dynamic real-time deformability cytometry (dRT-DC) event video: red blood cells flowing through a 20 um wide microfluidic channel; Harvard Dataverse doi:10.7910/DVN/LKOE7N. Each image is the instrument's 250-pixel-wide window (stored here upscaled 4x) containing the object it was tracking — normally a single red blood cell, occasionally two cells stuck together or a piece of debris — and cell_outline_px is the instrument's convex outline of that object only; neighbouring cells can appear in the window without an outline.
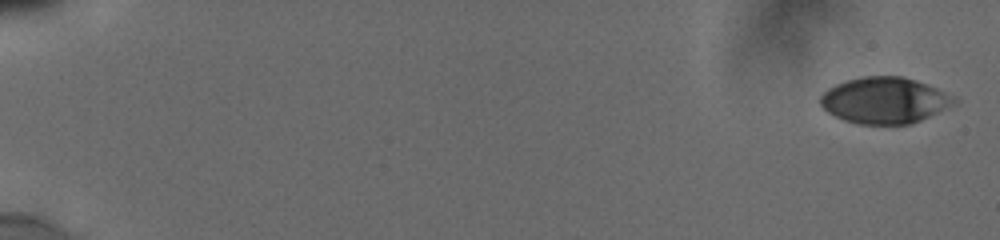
{"species": "human", "species_latin": "Homo sapiens", "temperature_condition": "cold", "stored_images_in_passage": 29, "camera_frame_rate_fps": 3000, "um_per_image_px": 0.085, "donor": {"sex": "male"}, "frame": {"image": 1, "passage_image": 1, "time_ms": 0.0, "image_size_px": [1000, 240], "cell_outline_px": [[960, 100], [956, 104], [920, 120], [908, 124], [860, 124], [844, 120], [828, 112], [820, 104], [820, 96], [828, 88], [836, 84], [848, 80], [864, 76], [900, 76], [916, 80], [956, 96]], "centroid_in_image_um": [75.22, 8.53], "position_along_channel_um": 9.8, "area_um2": 35.95}}
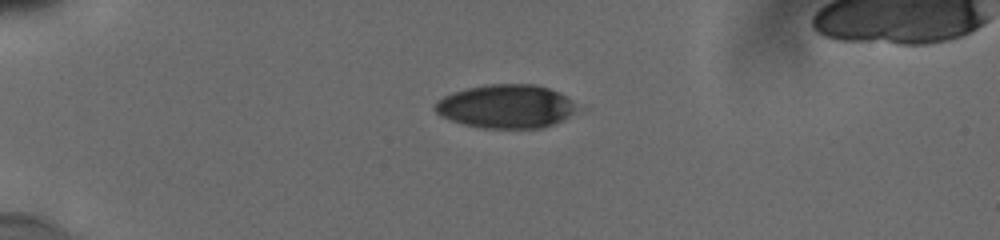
{"frame": {"image": 2, "passage_image": 13, "time_ms": 4.667, "image_size_px": [1000, 240], "cell_outline_px": [[576, 108], [564, 120], [544, 128], [480, 128], [464, 124], [440, 116], [432, 108], [436, 100], [452, 92], [468, 88], [488, 84], [536, 84], [560, 92], [572, 100]], "centroid_in_image_um": [42.98, 9.04], "position_along_channel_um": 42.0, "area_um2": 36.18}}